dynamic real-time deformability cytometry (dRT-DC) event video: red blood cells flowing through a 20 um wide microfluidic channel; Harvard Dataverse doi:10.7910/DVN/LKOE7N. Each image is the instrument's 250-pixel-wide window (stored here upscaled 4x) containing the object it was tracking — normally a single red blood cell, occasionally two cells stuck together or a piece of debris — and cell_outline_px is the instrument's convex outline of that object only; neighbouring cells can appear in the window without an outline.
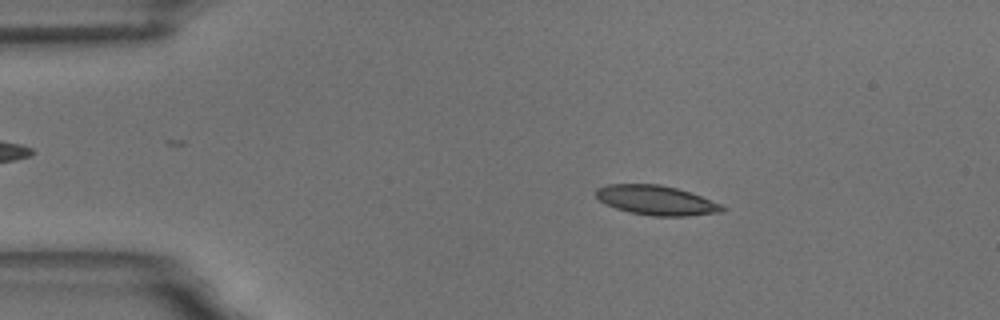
{"species": "common noctule bat (a hibernating species)", "species_latin": "Nyctalus noctula", "temperature_condition": "room temperature", "stored_images_in_passage": 57, "camera_frame_rate_fps": 3000, "um_per_image_px": 0.085, "animal": {"sex": "male", "body_mass_g": 18.8}, "frame": {"image": 1, "passage_image": 10, "time_ms": 3.0, "image_size_px": [1000, 320], "cell_outline_px": [[728, 208], [724, 212], [684, 216], [652, 216], [628, 212], [616, 208], [600, 200], [596, 196], [596, 188], [608, 184], [660, 184], [676, 188], [700, 196], [720, 204]], "centroid_in_image_um": [55.79, 17.03], "position_along_channel_um": 29.2, "area_um2": 21.62}}
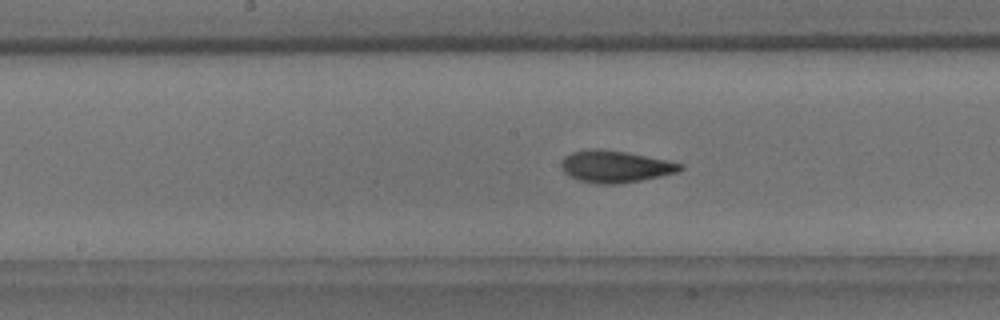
{"frame": {"image": 2, "passage_image": 29, "time_ms": 9.333, "image_size_px": [1000, 320], "cell_outline_px": [[684, 168], [676, 172], [660, 176], [640, 180], [616, 184], [596, 184], [580, 180], [564, 172], [560, 164], [564, 156], [572, 152], [592, 148], [600, 148], [628, 152], [668, 160], [684, 164]], "centroid_in_image_um": [52.3, 14.14], "position_along_channel_um": 195.9, "area_um2": 22.14}}
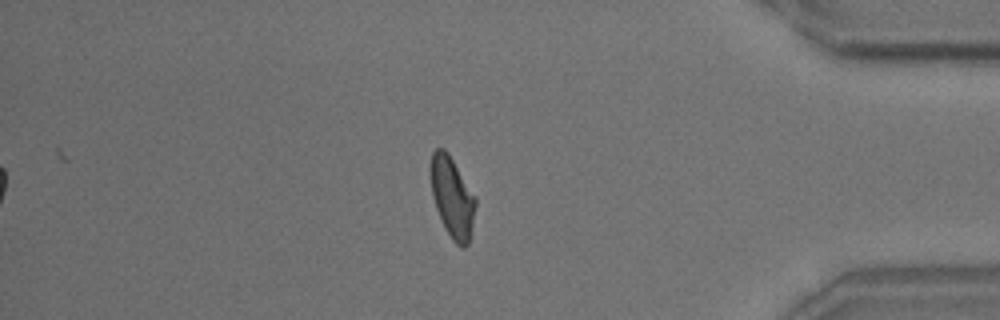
{"frame": {"image": 3, "passage_image": 49, "time_ms": 16.0, "image_size_px": [1000, 320], "cell_outline_px": [[476, 204], [472, 228], [468, 244], [464, 248], [460, 248], [452, 240], [444, 228], [436, 208], [432, 196], [428, 168], [432, 152], [436, 148], [444, 148], [448, 152], [476, 196]], "centroid_in_image_um": [38.42, 16.74], "position_along_channel_um": 396.8, "area_um2": 21.62}, "authors_computed_cell_mechanics": {"area_um2": 21.2704, "velocity_mm_per_s": 3.4886, "shape_relaxation_time_tau1_ms": 4.6756, "shape_relaxation_time_tau2_ms": 2.3199, "deformation_change_tau1": 0.1442, "deformation_change_tau2": 0.0738}}